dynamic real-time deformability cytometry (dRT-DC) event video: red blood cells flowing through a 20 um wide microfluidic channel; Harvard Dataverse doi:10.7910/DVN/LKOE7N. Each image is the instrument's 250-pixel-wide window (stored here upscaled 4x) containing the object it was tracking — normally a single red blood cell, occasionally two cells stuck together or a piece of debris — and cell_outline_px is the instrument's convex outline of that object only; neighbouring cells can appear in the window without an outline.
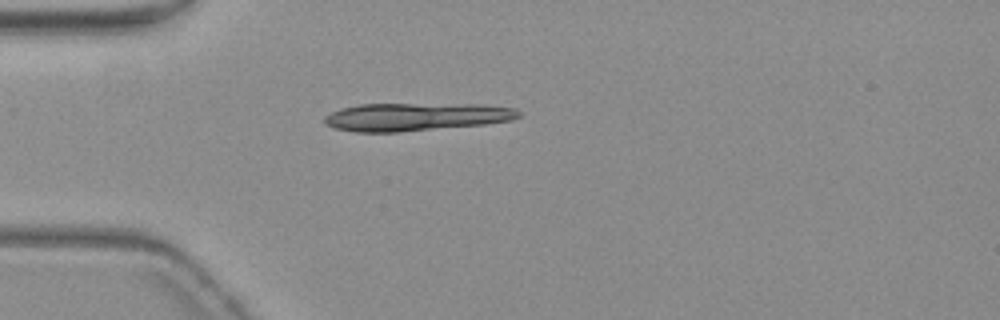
{"species": "common noctule bat (a hibernating species)", "species_latin": "Nyctalus noctula", "temperature_condition": "warm", "stored_images_in_passage": 2, "camera_frame_rate_fps": 3000, "um_per_image_px": 0.085, "animal": {"sex": "female", "body_mass_g": 19.3, "forearm_length_mm": 54.1}, "frame": {"image": 1, "passage_image": 1, "time_ms": 0.0, "image_size_px": [1000, 320], "cell_outline_px": [[520, 116], [512, 120], [484, 124], [400, 132], [356, 132], [336, 128], [324, 124], [324, 116], [340, 108], [360, 104], [480, 104], [516, 108], [520, 112]], "centroid_in_image_um": [35.34, 9.92], "position_along_channel_um": 49.7, "area_um2": 31.67}}